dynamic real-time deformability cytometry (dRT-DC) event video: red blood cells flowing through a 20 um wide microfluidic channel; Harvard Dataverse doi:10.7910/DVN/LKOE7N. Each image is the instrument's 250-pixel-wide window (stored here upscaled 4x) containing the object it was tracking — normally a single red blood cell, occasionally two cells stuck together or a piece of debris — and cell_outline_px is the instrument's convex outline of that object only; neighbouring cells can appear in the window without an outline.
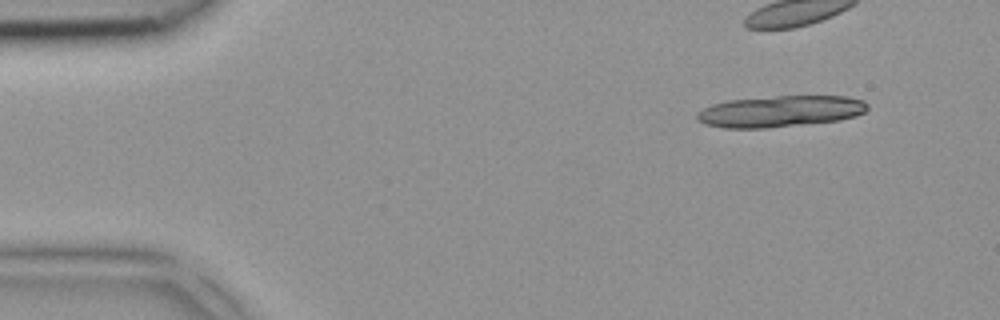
{"species": "common noctule bat (a hibernating species)", "species_latin": "Nyctalus noctula", "temperature_condition": "room temperature", "stored_images_in_passage": 6, "camera_frame_rate_fps": 3000, "um_per_image_px": 0.085, "animal": {"sex": "female", "body_mass_g": 18.4}, "frame": {"image": 1, "passage_image": 1, "time_ms": 0.0, "image_size_px": [1000, 320], "cell_outline_px": [[868, 108], [864, 112], [856, 116], [840, 120], [764, 128], [724, 128], [704, 124], [696, 116], [704, 108], [712, 104], [728, 100], [776, 96], [848, 96], [864, 100], [868, 104]], "centroid_in_image_um": [66.36, 9.45], "position_along_channel_um": 18.6, "area_um2": 31.04}}